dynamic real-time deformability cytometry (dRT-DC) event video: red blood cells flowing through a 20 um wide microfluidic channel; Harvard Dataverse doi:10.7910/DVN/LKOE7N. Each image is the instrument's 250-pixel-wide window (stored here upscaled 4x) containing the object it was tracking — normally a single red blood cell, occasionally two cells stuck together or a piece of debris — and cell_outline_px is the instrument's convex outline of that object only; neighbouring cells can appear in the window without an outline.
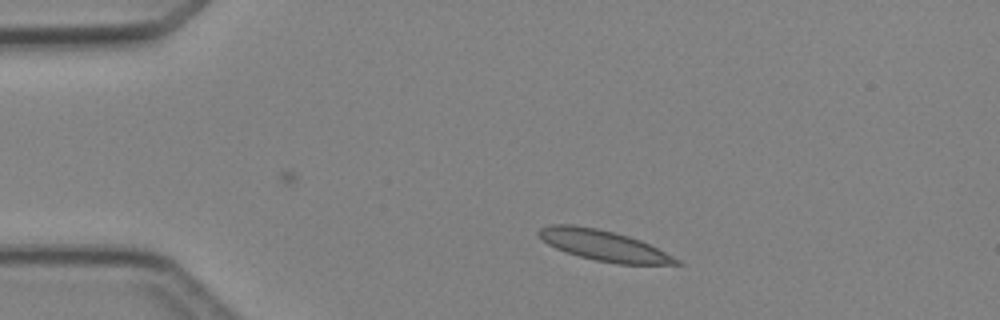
{"species": "Egyptian fruit bat (a non-hibernating species)", "species_latin": "Rousettus aegyptiacus", "temperature_condition": "cold", "stored_images_in_passage": 2, "camera_frame_rate_fps": 3000, "um_per_image_px": 0.085, "animal": {"sex": "female"}, "frame": {"image": 1, "passage_image": 1, "time_ms": 0.0, "image_size_px": [1000, 320], "cell_outline_px": [[684, 264], [616, 264], [596, 260], [580, 256], [556, 248], [548, 244], [536, 232], [540, 228], [552, 224], [572, 224], [596, 228], [628, 236], [640, 240], [680, 260]], "centroid_in_image_um": [51.29, 20.86], "position_along_channel_um": 33.7, "area_um2": 24.04}}